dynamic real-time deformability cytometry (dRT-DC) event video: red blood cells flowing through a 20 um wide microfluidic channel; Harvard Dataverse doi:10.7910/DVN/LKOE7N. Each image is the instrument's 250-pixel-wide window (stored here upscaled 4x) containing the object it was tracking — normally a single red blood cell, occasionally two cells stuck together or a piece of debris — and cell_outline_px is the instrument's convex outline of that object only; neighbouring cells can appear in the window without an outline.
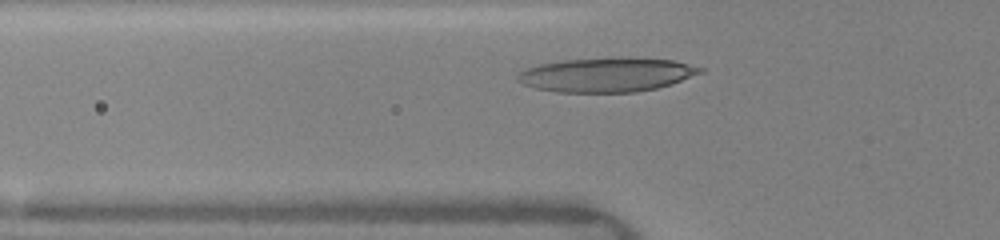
{"species": "human", "species_latin": "Homo sapiens", "temperature_condition": "warm", "stored_images_in_passage": 29, "camera_frame_rate_fps": 3000, "um_per_image_px": 0.085, "donor": {"sex": "female"}, "frame": {"image": 1, "passage_image": 5, "time_ms": 1.333, "image_size_px": [1000, 240], "cell_outline_px": [[704, 72], [672, 84], [656, 88], [636, 92], [556, 92], [536, 88], [524, 84], [516, 80], [516, 76], [524, 68], [540, 64], [564, 60], [672, 60], [704, 68]], "centroid_in_image_um": [51.53, 6.4], "position_along_channel_um": 74.3, "area_um2": 35.2}}
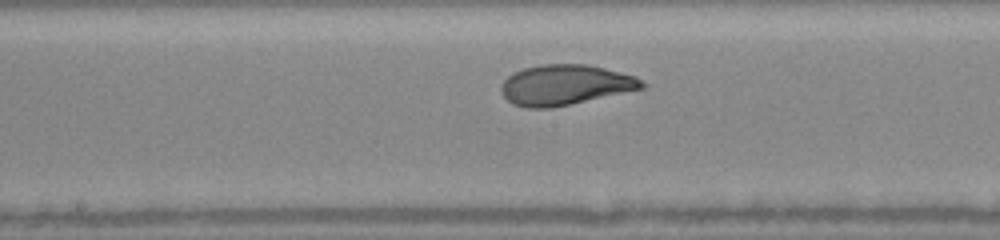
{"frame": {"image": 2, "passage_image": 14, "time_ms": 4.333, "image_size_px": [1000, 240], "cell_outline_px": [[644, 88], [568, 104], [548, 108], [528, 108], [512, 104], [500, 92], [500, 84], [512, 72], [524, 68], [540, 64], [588, 64], [636, 76], [644, 84]], "centroid_in_image_um": [47.97, 7.2], "position_along_channel_um": 200.2, "area_um2": 32.83}}
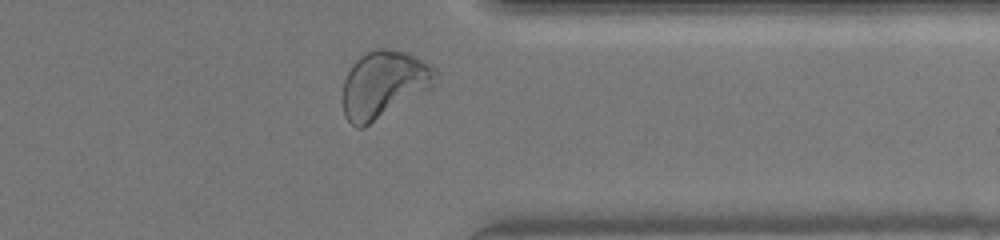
{"frame": {"image": 3, "passage_image": 27, "time_ms": 8.667, "image_size_px": [1000, 240], "cell_outline_px": [[440, 76], [432, 88], [364, 128], [356, 128], [344, 116], [344, 80], [352, 64], [364, 52], [376, 48], [384, 48], [404, 52], [432, 64], [440, 72]], "centroid_in_image_um": [32.67, 7.17], "position_along_channel_um": 378.7, "area_um2": 36.59}, "authors_computed_cell_mechanics": {"area_um2": 32.8304, "velocity_mm_per_s": 4.1789, "shape_relaxation_time_tau1_ms": 2.9411, "shape_relaxation_time_tau2_ms": null, "deformation_change_tau1": 0.1653, "deformation_change_tau2": null}}